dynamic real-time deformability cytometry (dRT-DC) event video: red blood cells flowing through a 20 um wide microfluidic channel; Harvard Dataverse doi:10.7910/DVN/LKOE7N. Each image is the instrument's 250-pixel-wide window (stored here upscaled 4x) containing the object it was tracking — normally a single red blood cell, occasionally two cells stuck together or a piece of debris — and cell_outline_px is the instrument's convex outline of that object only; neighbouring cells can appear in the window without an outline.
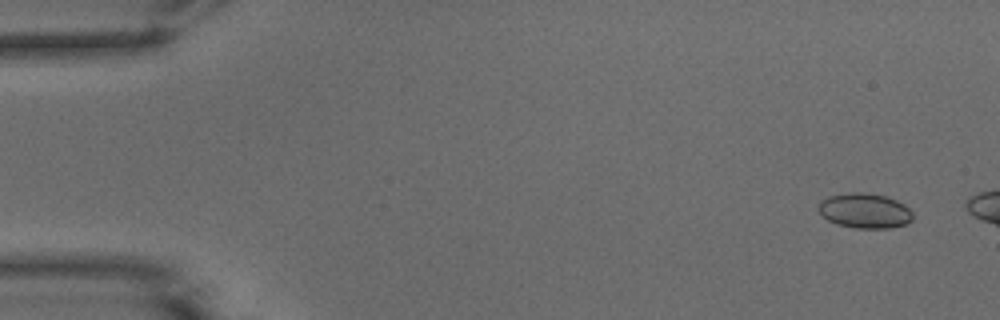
{"species": "common noctule bat (a hibernating species)", "species_latin": "Nyctalus noctula", "temperature_condition": "warm", "stored_images_in_passage": 11, "camera_frame_rate_fps": 3000, "um_per_image_px": 0.085, "animal": {"sex": "male", "body_mass_g": 15.6}, "frame": {"image": 1, "passage_image": 4, "time_ms": 1.0, "image_size_px": [1000, 320], "cell_outline_px": [[912, 220], [904, 224], [892, 228], [856, 228], [836, 224], [828, 220], [816, 208], [820, 200], [828, 196], [852, 192], [864, 192], [884, 196], [896, 200], [904, 204], [912, 212]], "centroid_in_image_um": [73.47, 17.91], "position_along_channel_um": 11.5, "area_um2": 19.25}}